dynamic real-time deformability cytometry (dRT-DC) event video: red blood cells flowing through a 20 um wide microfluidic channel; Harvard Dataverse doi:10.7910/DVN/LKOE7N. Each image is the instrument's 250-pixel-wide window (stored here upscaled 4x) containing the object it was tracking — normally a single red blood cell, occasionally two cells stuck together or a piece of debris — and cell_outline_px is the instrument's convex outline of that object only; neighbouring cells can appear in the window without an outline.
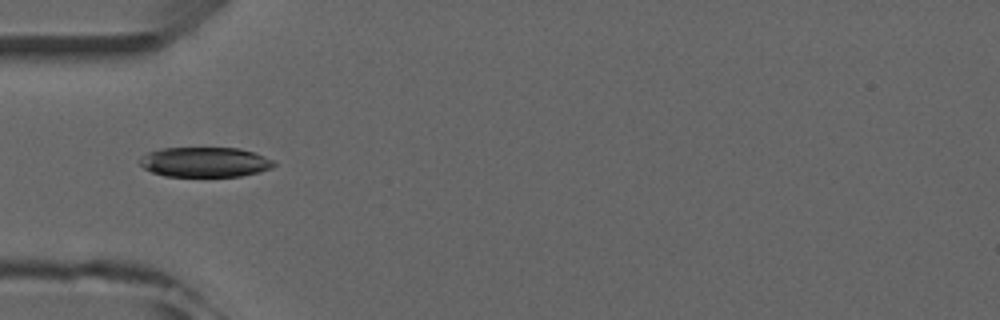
{"species": "common noctule bat (a hibernating species)", "species_latin": "Nyctalus noctula", "temperature_condition": "room temperature", "stored_images_in_passage": 6, "camera_frame_rate_fps": 3000, "um_per_image_px": 0.085, "animal": {"sex": "male", "forearm_length_mm": 52.5}, "frame": {"image": 1, "passage_image": 5, "time_ms": 4.667, "image_size_px": [1000, 320], "cell_outline_px": [[276, 164], [272, 168], [260, 172], [240, 176], [164, 176], [152, 172], [144, 168], [140, 164], [140, 156], [148, 152], [160, 148], [240, 148], [264, 156], [272, 160]], "centroid_in_image_um": [17.4, 13.77], "position_along_channel_um": 67.6, "area_um2": 23.41}}
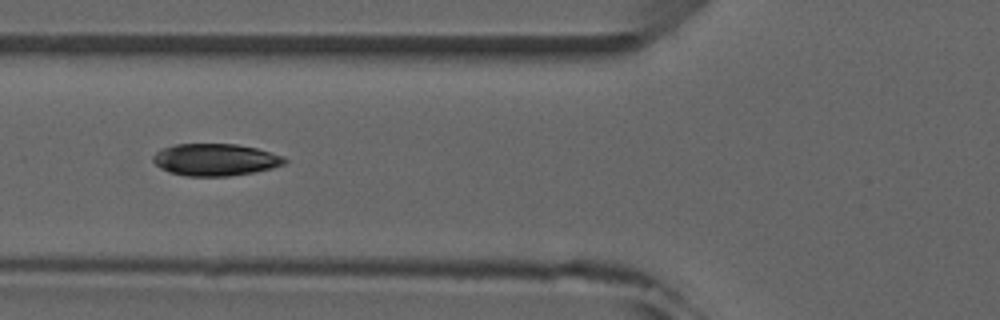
{"frame": {"image": 2, "passage_image": 6, "time_ms": 5.667, "image_size_px": [1000, 320], "cell_outline_px": [[288, 160], [284, 164], [272, 168], [252, 172], [228, 176], [184, 176], [168, 172], [160, 168], [152, 160], [152, 156], [160, 148], [176, 144], [236, 144], [256, 148], [284, 156]], "centroid_in_image_um": [18.27, 13.57], "position_along_channel_um": 107.5, "area_um2": 24.68}}